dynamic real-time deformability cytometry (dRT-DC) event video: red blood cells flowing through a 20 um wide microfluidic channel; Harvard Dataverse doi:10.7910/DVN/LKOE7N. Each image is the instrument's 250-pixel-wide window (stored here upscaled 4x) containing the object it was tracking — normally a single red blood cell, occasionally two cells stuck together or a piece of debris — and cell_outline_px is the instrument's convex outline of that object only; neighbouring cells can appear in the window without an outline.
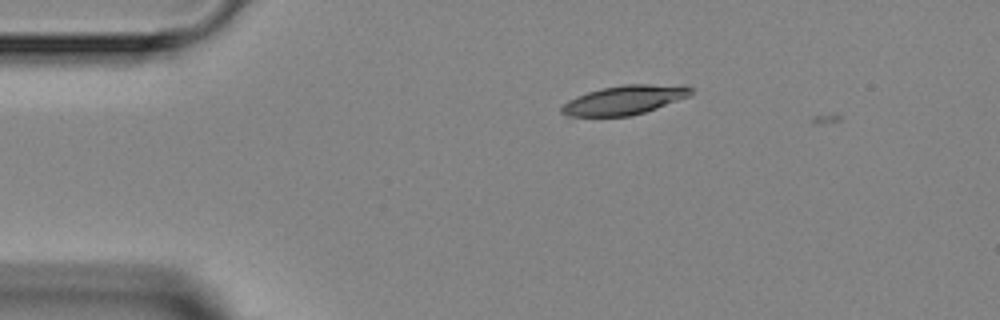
{"species": "Egyptian fruit bat (a non-hibernating species)", "species_latin": "Rousettus aegyptiacus", "temperature_condition": "room temperature", "stored_images_in_passage": 2, "camera_frame_rate_fps": 3000, "um_per_image_px": 0.085, "animal": {"sex": "female"}, "frame": {"image": 1, "passage_image": 1, "time_ms": 0.0, "image_size_px": [1000, 320], "cell_outline_px": [[692, 96], [632, 116], [568, 116], [560, 112], [560, 108], [568, 100], [576, 96], [600, 88], [624, 84], [684, 84], [692, 88]], "centroid_in_image_um": [53.13, 8.48], "position_along_channel_um": 31.9, "area_um2": 22.25}}